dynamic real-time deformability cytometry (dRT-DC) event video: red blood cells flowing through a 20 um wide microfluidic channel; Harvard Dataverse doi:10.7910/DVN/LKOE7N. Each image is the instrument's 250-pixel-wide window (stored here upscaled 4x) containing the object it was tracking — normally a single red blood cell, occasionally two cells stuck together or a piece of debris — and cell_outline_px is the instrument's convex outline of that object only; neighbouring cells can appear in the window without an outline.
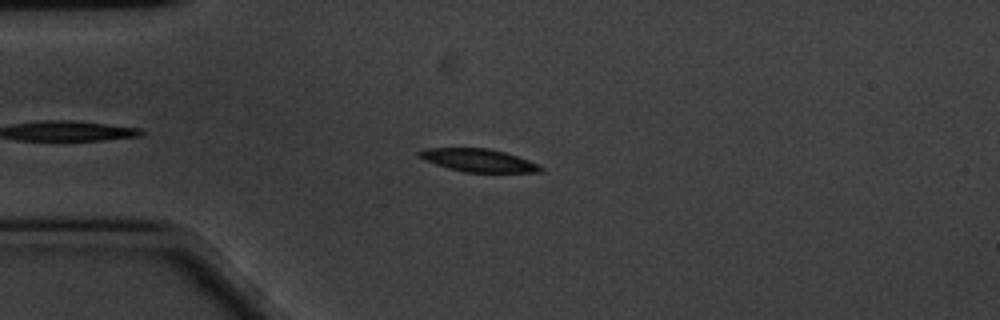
{"species": "common noctule bat (a hibernating species)", "species_latin": "Nyctalus noctula", "temperature_condition": "cold", "stored_images_in_passage": 49, "camera_frame_rate_fps": 3000, "um_per_image_px": 0.085, "animal": {"sex": "male", "body_mass_g": 20.1, "forearm_length_mm": 53.5}, "frame": {"image": 1, "passage_image": 8, "time_ms": 2.333, "image_size_px": [1000, 320], "cell_outline_px": [[544, 168], [540, 172], [464, 172], [448, 168], [424, 160], [416, 152], [424, 148], [488, 148], [504, 152], [540, 164]], "centroid_in_image_um": [40.66, 13.62], "position_along_channel_um": 44.3, "area_um2": 16.13}}
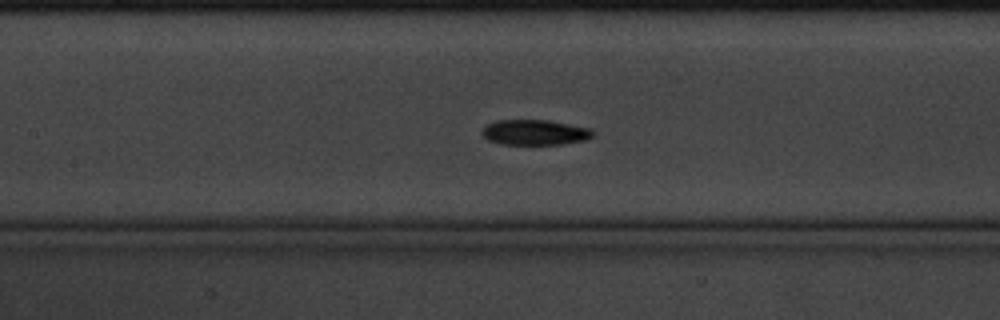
{"frame": {"image": 2, "passage_image": 20, "time_ms": 6.333, "image_size_px": [1000, 320], "cell_outline_px": [[596, 136], [584, 140], [564, 144], [500, 144], [488, 140], [480, 132], [488, 124], [496, 120], [548, 120], [592, 128], [596, 132]], "centroid_in_image_um": [45.52, 11.25], "position_along_channel_um": 161.9, "area_um2": 16.53}}
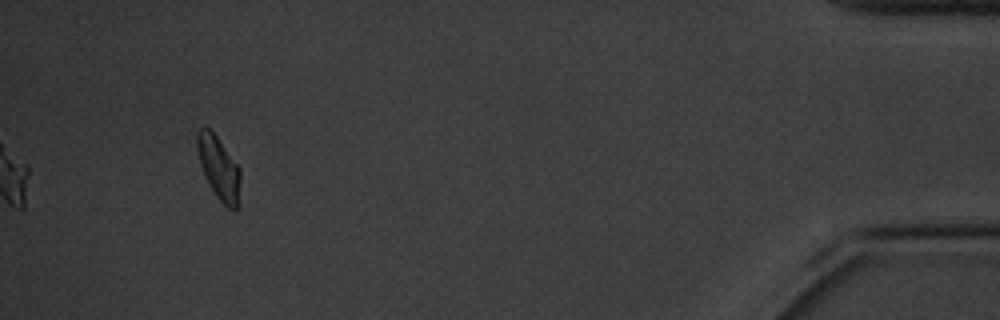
{"frame": {"image": 3, "passage_image": 49, "time_ms": 16.0, "image_size_px": [1000, 320], "cell_outline_px": [[240, 180], [236, 208], [228, 208], [216, 196], [208, 184], [204, 176], [200, 164], [196, 148], [196, 132], [204, 124], [216, 136], [240, 168]], "centroid_in_image_um": [18.55, 14.21], "position_along_channel_um": 416.7, "area_um2": 15.72}, "authors_computed_cell_mechanics": {"area_um2": 16.5886, "velocity_mm_per_s": 3.3626, "shape_relaxation_time_tau1_ms": 3.7388, "shape_relaxation_time_tau2_ms": 4.6714, "deformation_change_tau1": 0.1173, "deformation_change_tau2": 0.0918}}